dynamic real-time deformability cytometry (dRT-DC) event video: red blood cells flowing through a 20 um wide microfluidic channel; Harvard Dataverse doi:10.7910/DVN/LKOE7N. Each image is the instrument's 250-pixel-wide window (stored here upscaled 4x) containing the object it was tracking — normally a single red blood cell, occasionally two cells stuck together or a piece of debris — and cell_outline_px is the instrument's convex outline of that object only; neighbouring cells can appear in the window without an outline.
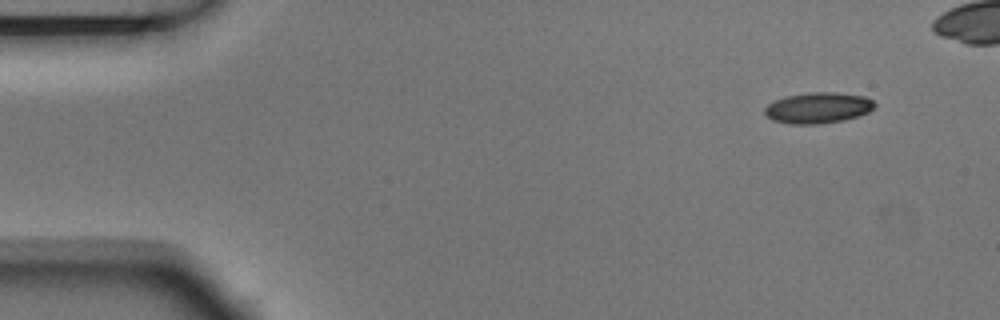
{"species": "Egyptian fruit bat (a non-hibernating species)", "species_latin": "Rousettus aegyptiacus", "temperature_condition": "room temperature", "stored_images_in_passage": 5, "camera_frame_rate_fps": 3000, "um_per_image_px": 0.085, "animal": {"sex": "male"}, "frame": {"image": 1, "passage_image": 1, "time_ms": 0.0, "image_size_px": [1000, 320], "cell_outline_px": [[876, 104], [868, 112], [844, 120], [816, 124], [788, 124], [772, 120], [764, 112], [764, 108], [768, 104], [784, 96], [812, 92], [836, 92], [864, 96], [872, 100]], "centroid_in_image_um": [69.51, 9.16], "position_along_channel_um": 15.5, "area_um2": 19.71}}